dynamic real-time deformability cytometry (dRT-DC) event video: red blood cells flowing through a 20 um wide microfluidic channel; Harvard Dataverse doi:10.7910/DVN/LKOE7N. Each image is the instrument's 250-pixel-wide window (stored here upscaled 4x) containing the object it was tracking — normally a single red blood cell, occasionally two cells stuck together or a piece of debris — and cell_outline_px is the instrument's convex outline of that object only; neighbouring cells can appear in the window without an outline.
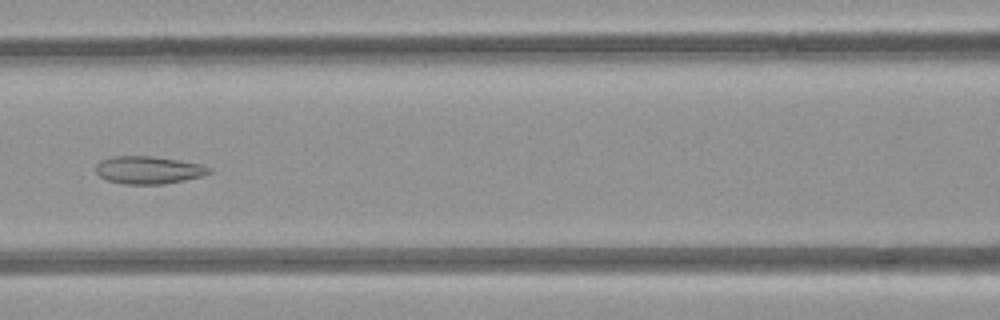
{"species": "common noctule bat (a hibernating species)", "species_latin": "Nyctalus noctula", "temperature_condition": "room temperature", "stored_images_in_passage": 5, "camera_frame_rate_fps": 3000, "um_per_image_px": 0.085, "animal": {"sex": "female", "body_mass_g": 21.9}, "frame": {"image": 1, "passage_image": 5, "time_ms": 5.333, "image_size_px": [1000, 320], "cell_outline_px": [[212, 172], [200, 176], [184, 180], [164, 184], [124, 184], [108, 180], [100, 176], [96, 172], [96, 164], [100, 160], [112, 156], [152, 156], [200, 164], [212, 168]], "centroid_in_image_um": [12.6, 14.45], "position_along_channel_um": 154.0, "area_um2": 18.15}}